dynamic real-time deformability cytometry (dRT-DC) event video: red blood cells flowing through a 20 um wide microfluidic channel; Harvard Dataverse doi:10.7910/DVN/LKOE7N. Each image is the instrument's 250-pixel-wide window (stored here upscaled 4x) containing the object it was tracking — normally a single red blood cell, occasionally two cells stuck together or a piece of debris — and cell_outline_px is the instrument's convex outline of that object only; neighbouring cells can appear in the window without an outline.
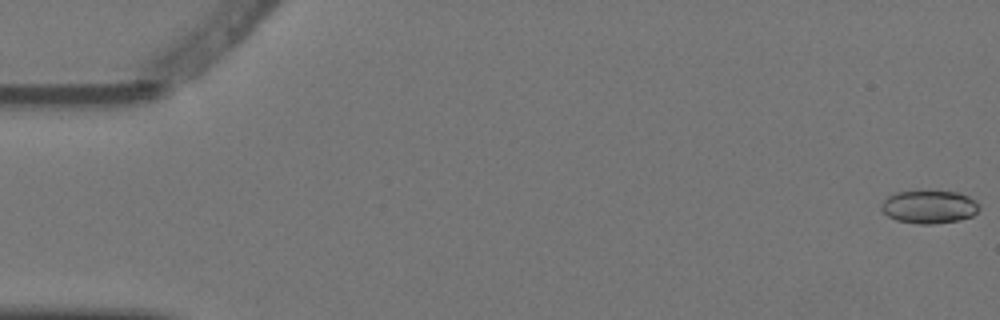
{"species": "Egyptian fruit bat (a non-hibernating species)", "species_latin": "Rousettus aegyptiacus", "temperature_condition": "warm", "stored_images_in_passage": 7, "camera_frame_rate_fps": 3000, "um_per_image_px": 0.085, "animal": {"sex": "female"}, "frame": {"image": 1, "passage_image": 1, "time_ms": 0.0, "image_size_px": [1000, 320], "cell_outline_px": [[980, 208], [972, 216], [960, 220], [932, 224], [920, 224], [896, 220], [888, 216], [880, 208], [880, 204], [888, 196], [896, 192], [960, 192], [976, 200], [980, 204]], "centroid_in_image_um": [79.0, 17.59], "position_along_channel_um": 6.0, "area_um2": 18.79}}
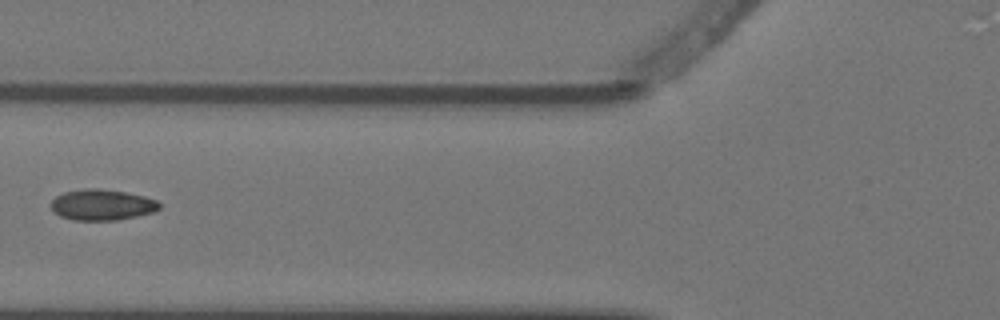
{"frame": {"image": 2, "passage_image": 7, "time_ms": 2.0, "image_size_px": [1000, 320], "cell_outline_px": [[160, 208], [152, 212], [120, 220], [72, 220], [60, 216], [52, 208], [52, 200], [56, 196], [64, 192], [84, 188], [100, 188], [124, 192], [144, 196], [156, 200], [160, 204]], "centroid_in_image_um": [8.67, 17.4], "position_along_channel_um": 117.1, "area_um2": 19.42}}